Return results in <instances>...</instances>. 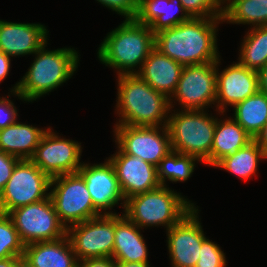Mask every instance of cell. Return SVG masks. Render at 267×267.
<instances>
[{
    "label": "cell",
    "instance_id": "23",
    "mask_svg": "<svg viewBox=\"0 0 267 267\" xmlns=\"http://www.w3.org/2000/svg\"><path fill=\"white\" fill-rule=\"evenodd\" d=\"M48 128H38V126L17 121L0 130V151L20 160H30Z\"/></svg>",
    "mask_w": 267,
    "mask_h": 267
},
{
    "label": "cell",
    "instance_id": "16",
    "mask_svg": "<svg viewBox=\"0 0 267 267\" xmlns=\"http://www.w3.org/2000/svg\"><path fill=\"white\" fill-rule=\"evenodd\" d=\"M221 57L217 60L216 80V115L227 112L229 107H234L249 96L254 95L259 88V74L248 69L238 61L219 70Z\"/></svg>",
    "mask_w": 267,
    "mask_h": 267
},
{
    "label": "cell",
    "instance_id": "30",
    "mask_svg": "<svg viewBox=\"0 0 267 267\" xmlns=\"http://www.w3.org/2000/svg\"><path fill=\"white\" fill-rule=\"evenodd\" d=\"M24 247L11 217L0 213V259L23 257Z\"/></svg>",
    "mask_w": 267,
    "mask_h": 267
},
{
    "label": "cell",
    "instance_id": "25",
    "mask_svg": "<svg viewBox=\"0 0 267 267\" xmlns=\"http://www.w3.org/2000/svg\"><path fill=\"white\" fill-rule=\"evenodd\" d=\"M267 155L259 144L253 140L245 147L219 160L213 167L221 168L243 181L257 176L259 161L266 160Z\"/></svg>",
    "mask_w": 267,
    "mask_h": 267
},
{
    "label": "cell",
    "instance_id": "29",
    "mask_svg": "<svg viewBox=\"0 0 267 267\" xmlns=\"http://www.w3.org/2000/svg\"><path fill=\"white\" fill-rule=\"evenodd\" d=\"M202 163L197 157L181 154L171 150L160 160L157 166V178L161 185H167V181L173 184L185 182L192 177L196 164Z\"/></svg>",
    "mask_w": 267,
    "mask_h": 267
},
{
    "label": "cell",
    "instance_id": "15",
    "mask_svg": "<svg viewBox=\"0 0 267 267\" xmlns=\"http://www.w3.org/2000/svg\"><path fill=\"white\" fill-rule=\"evenodd\" d=\"M77 173L84 179L94 208L101 215L119 214L115 210L112 211L114 206L119 205V202L125 210L126 200L116 170L109 158H106L104 163L83 162Z\"/></svg>",
    "mask_w": 267,
    "mask_h": 267
},
{
    "label": "cell",
    "instance_id": "11",
    "mask_svg": "<svg viewBox=\"0 0 267 267\" xmlns=\"http://www.w3.org/2000/svg\"><path fill=\"white\" fill-rule=\"evenodd\" d=\"M115 145L125 154L158 166L171 150L167 126L133 127L114 125Z\"/></svg>",
    "mask_w": 267,
    "mask_h": 267
},
{
    "label": "cell",
    "instance_id": "36",
    "mask_svg": "<svg viewBox=\"0 0 267 267\" xmlns=\"http://www.w3.org/2000/svg\"><path fill=\"white\" fill-rule=\"evenodd\" d=\"M77 267H115L112 257L89 258L78 261Z\"/></svg>",
    "mask_w": 267,
    "mask_h": 267
},
{
    "label": "cell",
    "instance_id": "20",
    "mask_svg": "<svg viewBox=\"0 0 267 267\" xmlns=\"http://www.w3.org/2000/svg\"><path fill=\"white\" fill-rule=\"evenodd\" d=\"M141 228L123 213L115 215V236L112 258L119 262L150 263L148 247Z\"/></svg>",
    "mask_w": 267,
    "mask_h": 267
},
{
    "label": "cell",
    "instance_id": "41",
    "mask_svg": "<svg viewBox=\"0 0 267 267\" xmlns=\"http://www.w3.org/2000/svg\"><path fill=\"white\" fill-rule=\"evenodd\" d=\"M22 257H11L0 259V267H12Z\"/></svg>",
    "mask_w": 267,
    "mask_h": 267
},
{
    "label": "cell",
    "instance_id": "17",
    "mask_svg": "<svg viewBox=\"0 0 267 267\" xmlns=\"http://www.w3.org/2000/svg\"><path fill=\"white\" fill-rule=\"evenodd\" d=\"M116 148L115 154L113 153L107 158L116 170L125 200L161 185L157 178L156 166L142 160L140 157L123 153L117 146Z\"/></svg>",
    "mask_w": 267,
    "mask_h": 267
},
{
    "label": "cell",
    "instance_id": "18",
    "mask_svg": "<svg viewBox=\"0 0 267 267\" xmlns=\"http://www.w3.org/2000/svg\"><path fill=\"white\" fill-rule=\"evenodd\" d=\"M49 30L41 23H19L0 19V50L9 57L33 55L48 42Z\"/></svg>",
    "mask_w": 267,
    "mask_h": 267
},
{
    "label": "cell",
    "instance_id": "27",
    "mask_svg": "<svg viewBox=\"0 0 267 267\" xmlns=\"http://www.w3.org/2000/svg\"><path fill=\"white\" fill-rule=\"evenodd\" d=\"M232 110V118L254 139L267 123V93L259 89Z\"/></svg>",
    "mask_w": 267,
    "mask_h": 267
},
{
    "label": "cell",
    "instance_id": "9",
    "mask_svg": "<svg viewBox=\"0 0 267 267\" xmlns=\"http://www.w3.org/2000/svg\"><path fill=\"white\" fill-rule=\"evenodd\" d=\"M216 80L217 62L184 66L177 88L169 99L170 108H174L176 104L180 105L179 110H209L210 106L214 108Z\"/></svg>",
    "mask_w": 267,
    "mask_h": 267
},
{
    "label": "cell",
    "instance_id": "40",
    "mask_svg": "<svg viewBox=\"0 0 267 267\" xmlns=\"http://www.w3.org/2000/svg\"><path fill=\"white\" fill-rule=\"evenodd\" d=\"M149 263L119 262L115 261V267H150Z\"/></svg>",
    "mask_w": 267,
    "mask_h": 267
},
{
    "label": "cell",
    "instance_id": "31",
    "mask_svg": "<svg viewBox=\"0 0 267 267\" xmlns=\"http://www.w3.org/2000/svg\"><path fill=\"white\" fill-rule=\"evenodd\" d=\"M180 2L193 18L222 17L221 0H180Z\"/></svg>",
    "mask_w": 267,
    "mask_h": 267
},
{
    "label": "cell",
    "instance_id": "35",
    "mask_svg": "<svg viewBox=\"0 0 267 267\" xmlns=\"http://www.w3.org/2000/svg\"><path fill=\"white\" fill-rule=\"evenodd\" d=\"M20 161L11 154L0 151V192L3 190L8 180L10 179L12 172L16 164Z\"/></svg>",
    "mask_w": 267,
    "mask_h": 267
},
{
    "label": "cell",
    "instance_id": "2",
    "mask_svg": "<svg viewBox=\"0 0 267 267\" xmlns=\"http://www.w3.org/2000/svg\"><path fill=\"white\" fill-rule=\"evenodd\" d=\"M115 114L119 116L114 125L133 127L166 126L169 99L154 90L137 74L118 75Z\"/></svg>",
    "mask_w": 267,
    "mask_h": 267
},
{
    "label": "cell",
    "instance_id": "21",
    "mask_svg": "<svg viewBox=\"0 0 267 267\" xmlns=\"http://www.w3.org/2000/svg\"><path fill=\"white\" fill-rule=\"evenodd\" d=\"M22 258L28 267H77L78 265L67 235L52 241L25 245Z\"/></svg>",
    "mask_w": 267,
    "mask_h": 267
},
{
    "label": "cell",
    "instance_id": "28",
    "mask_svg": "<svg viewBox=\"0 0 267 267\" xmlns=\"http://www.w3.org/2000/svg\"><path fill=\"white\" fill-rule=\"evenodd\" d=\"M241 41L238 62L259 72L267 65V25L248 29Z\"/></svg>",
    "mask_w": 267,
    "mask_h": 267
},
{
    "label": "cell",
    "instance_id": "4",
    "mask_svg": "<svg viewBox=\"0 0 267 267\" xmlns=\"http://www.w3.org/2000/svg\"><path fill=\"white\" fill-rule=\"evenodd\" d=\"M48 42L33 54L32 61L25 75L15 83L9 92L18 91L27 102H33L44 95H49L72 78L80 62L79 51L73 47L49 50ZM79 54V55H78Z\"/></svg>",
    "mask_w": 267,
    "mask_h": 267
},
{
    "label": "cell",
    "instance_id": "13",
    "mask_svg": "<svg viewBox=\"0 0 267 267\" xmlns=\"http://www.w3.org/2000/svg\"><path fill=\"white\" fill-rule=\"evenodd\" d=\"M78 261L112 257L115 236V215H100L74 224L67 233Z\"/></svg>",
    "mask_w": 267,
    "mask_h": 267
},
{
    "label": "cell",
    "instance_id": "34",
    "mask_svg": "<svg viewBox=\"0 0 267 267\" xmlns=\"http://www.w3.org/2000/svg\"><path fill=\"white\" fill-rule=\"evenodd\" d=\"M100 5L121 15L124 19H135L138 12L139 0H95Z\"/></svg>",
    "mask_w": 267,
    "mask_h": 267
},
{
    "label": "cell",
    "instance_id": "14",
    "mask_svg": "<svg viewBox=\"0 0 267 267\" xmlns=\"http://www.w3.org/2000/svg\"><path fill=\"white\" fill-rule=\"evenodd\" d=\"M199 206H195L179 222L166 231L167 248L172 267H195L201 253L202 242L207 238Z\"/></svg>",
    "mask_w": 267,
    "mask_h": 267
},
{
    "label": "cell",
    "instance_id": "12",
    "mask_svg": "<svg viewBox=\"0 0 267 267\" xmlns=\"http://www.w3.org/2000/svg\"><path fill=\"white\" fill-rule=\"evenodd\" d=\"M56 132L49 126L30 159L50 178L77 173L83 163L81 142Z\"/></svg>",
    "mask_w": 267,
    "mask_h": 267
},
{
    "label": "cell",
    "instance_id": "37",
    "mask_svg": "<svg viewBox=\"0 0 267 267\" xmlns=\"http://www.w3.org/2000/svg\"><path fill=\"white\" fill-rule=\"evenodd\" d=\"M11 59V57L0 50V83H2L10 73L9 71L12 68Z\"/></svg>",
    "mask_w": 267,
    "mask_h": 267
},
{
    "label": "cell",
    "instance_id": "1",
    "mask_svg": "<svg viewBox=\"0 0 267 267\" xmlns=\"http://www.w3.org/2000/svg\"><path fill=\"white\" fill-rule=\"evenodd\" d=\"M219 24H224L222 17H192L156 33L154 48L183 66L217 62Z\"/></svg>",
    "mask_w": 267,
    "mask_h": 267
},
{
    "label": "cell",
    "instance_id": "22",
    "mask_svg": "<svg viewBox=\"0 0 267 267\" xmlns=\"http://www.w3.org/2000/svg\"><path fill=\"white\" fill-rule=\"evenodd\" d=\"M191 18L180 0H139L135 19L150 26L152 32L156 34Z\"/></svg>",
    "mask_w": 267,
    "mask_h": 267
},
{
    "label": "cell",
    "instance_id": "5",
    "mask_svg": "<svg viewBox=\"0 0 267 267\" xmlns=\"http://www.w3.org/2000/svg\"><path fill=\"white\" fill-rule=\"evenodd\" d=\"M185 197L168 186L160 185L128 198L122 211L141 229L162 226L167 231L196 206Z\"/></svg>",
    "mask_w": 267,
    "mask_h": 267
},
{
    "label": "cell",
    "instance_id": "33",
    "mask_svg": "<svg viewBox=\"0 0 267 267\" xmlns=\"http://www.w3.org/2000/svg\"><path fill=\"white\" fill-rule=\"evenodd\" d=\"M12 95L15 98L18 97L21 101L26 102L18 91L8 92V96L4 95L5 97L3 95L2 97L0 96V130L15 124L19 118V109L17 110L13 100H11Z\"/></svg>",
    "mask_w": 267,
    "mask_h": 267
},
{
    "label": "cell",
    "instance_id": "19",
    "mask_svg": "<svg viewBox=\"0 0 267 267\" xmlns=\"http://www.w3.org/2000/svg\"><path fill=\"white\" fill-rule=\"evenodd\" d=\"M184 66L154 48L137 73L154 90L168 99L174 94Z\"/></svg>",
    "mask_w": 267,
    "mask_h": 267
},
{
    "label": "cell",
    "instance_id": "24",
    "mask_svg": "<svg viewBox=\"0 0 267 267\" xmlns=\"http://www.w3.org/2000/svg\"><path fill=\"white\" fill-rule=\"evenodd\" d=\"M221 115L223 119L220 117ZM224 115L221 113L220 119L218 116L216 117V128L211 147V167L223 157L233 154L254 140L231 116L226 118L227 116Z\"/></svg>",
    "mask_w": 267,
    "mask_h": 267
},
{
    "label": "cell",
    "instance_id": "38",
    "mask_svg": "<svg viewBox=\"0 0 267 267\" xmlns=\"http://www.w3.org/2000/svg\"><path fill=\"white\" fill-rule=\"evenodd\" d=\"M254 140L259 144V146L264 150L267 155V123L263 129L257 134Z\"/></svg>",
    "mask_w": 267,
    "mask_h": 267
},
{
    "label": "cell",
    "instance_id": "7",
    "mask_svg": "<svg viewBox=\"0 0 267 267\" xmlns=\"http://www.w3.org/2000/svg\"><path fill=\"white\" fill-rule=\"evenodd\" d=\"M49 196L66 229L101 215L94 208L86 183L78 173L51 178Z\"/></svg>",
    "mask_w": 267,
    "mask_h": 267
},
{
    "label": "cell",
    "instance_id": "32",
    "mask_svg": "<svg viewBox=\"0 0 267 267\" xmlns=\"http://www.w3.org/2000/svg\"><path fill=\"white\" fill-rule=\"evenodd\" d=\"M201 253L195 267H226V255L220 245L208 237L202 242Z\"/></svg>",
    "mask_w": 267,
    "mask_h": 267
},
{
    "label": "cell",
    "instance_id": "42",
    "mask_svg": "<svg viewBox=\"0 0 267 267\" xmlns=\"http://www.w3.org/2000/svg\"><path fill=\"white\" fill-rule=\"evenodd\" d=\"M12 267H28L25 260L20 258Z\"/></svg>",
    "mask_w": 267,
    "mask_h": 267
},
{
    "label": "cell",
    "instance_id": "3",
    "mask_svg": "<svg viewBox=\"0 0 267 267\" xmlns=\"http://www.w3.org/2000/svg\"><path fill=\"white\" fill-rule=\"evenodd\" d=\"M154 45L155 34L150 26L124 19L106 34L97 49V58L105 67L114 69L117 76L137 74Z\"/></svg>",
    "mask_w": 267,
    "mask_h": 267
},
{
    "label": "cell",
    "instance_id": "10",
    "mask_svg": "<svg viewBox=\"0 0 267 267\" xmlns=\"http://www.w3.org/2000/svg\"><path fill=\"white\" fill-rule=\"evenodd\" d=\"M24 245L52 241L66 236L50 196L8 213Z\"/></svg>",
    "mask_w": 267,
    "mask_h": 267
},
{
    "label": "cell",
    "instance_id": "39",
    "mask_svg": "<svg viewBox=\"0 0 267 267\" xmlns=\"http://www.w3.org/2000/svg\"><path fill=\"white\" fill-rule=\"evenodd\" d=\"M259 74V88L261 91L267 93V65L258 72Z\"/></svg>",
    "mask_w": 267,
    "mask_h": 267
},
{
    "label": "cell",
    "instance_id": "6",
    "mask_svg": "<svg viewBox=\"0 0 267 267\" xmlns=\"http://www.w3.org/2000/svg\"><path fill=\"white\" fill-rule=\"evenodd\" d=\"M177 109V110H176ZM209 110L170 108L167 121L173 151L197 157L211 166V147L216 128V115Z\"/></svg>",
    "mask_w": 267,
    "mask_h": 267
},
{
    "label": "cell",
    "instance_id": "26",
    "mask_svg": "<svg viewBox=\"0 0 267 267\" xmlns=\"http://www.w3.org/2000/svg\"><path fill=\"white\" fill-rule=\"evenodd\" d=\"M222 18L227 24L267 25V0H225Z\"/></svg>",
    "mask_w": 267,
    "mask_h": 267
},
{
    "label": "cell",
    "instance_id": "8",
    "mask_svg": "<svg viewBox=\"0 0 267 267\" xmlns=\"http://www.w3.org/2000/svg\"><path fill=\"white\" fill-rule=\"evenodd\" d=\"M51 178L31 160H20L0 192V213L44 200L50 195Z\"/></svg>",
    "mask_w": 267,
    "mask_h": 267
}]
</instances>
